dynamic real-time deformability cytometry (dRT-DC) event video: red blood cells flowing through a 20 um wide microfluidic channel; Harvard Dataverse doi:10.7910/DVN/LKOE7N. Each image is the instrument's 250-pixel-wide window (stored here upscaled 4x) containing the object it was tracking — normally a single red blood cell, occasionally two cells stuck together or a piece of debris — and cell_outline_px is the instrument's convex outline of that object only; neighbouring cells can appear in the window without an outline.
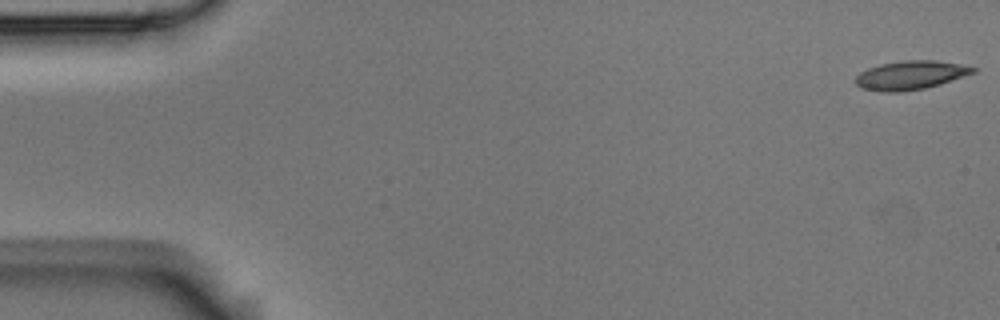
{"species": "Egyptian fruit bat (a non-hibernating species)", "species_latin": "Rousettus aegyptiacus", "temperature_condition": "room temperature", "stored_images_in_passage": 42, "camera_frame_rate_fps": 3000, "um_per_image_px": 0.085, "animal": {"sex": "male"}, "frame": {"image": 1, "passage_image": 1, "time_ms": 0.0, "image_size_px": [1000, 320], "cell_outline_px": [[980, 68], [976, 72], [940, 84], [924, 88], [900, 92], [880, 92], [860, 88], [856, 84], [856, 76], [860, 72], [868, 68], [880, 64], [904, 60], [936, 60], [964, 64]], "centroid_in_image_um": [77.43, 6.38], "position_along_channel_um": 7.6, "area_um2": 19.94}}
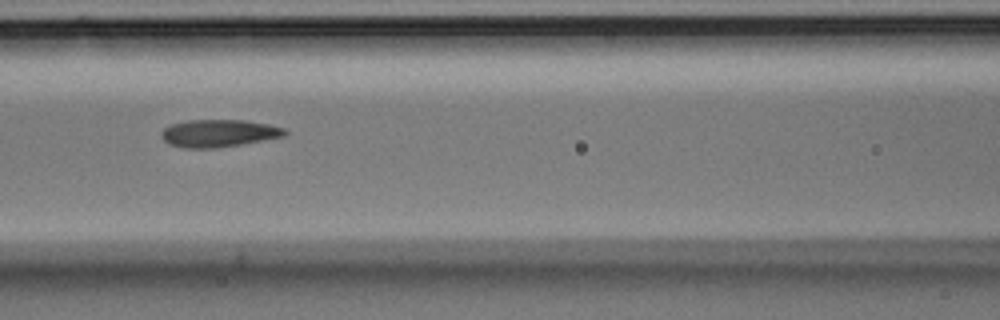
{"frame": {"image": 2, "passage_image": 24, "time_ms": 7.667, "image_size_px": [1000, 320], "cell_outline_px": [[288, 132], [284, 136], [240, 144], [216, 148], [184, 148], [168, 144], [160, 136], [160, 132], [164, 128], [172, 124], [188, 120], [244, 120], [268, 124], [284, 128]], "centroid_in_image_um": [18.55, 11.32], "position_along_channel_um": 148.0, "area_um2": 19.71}}
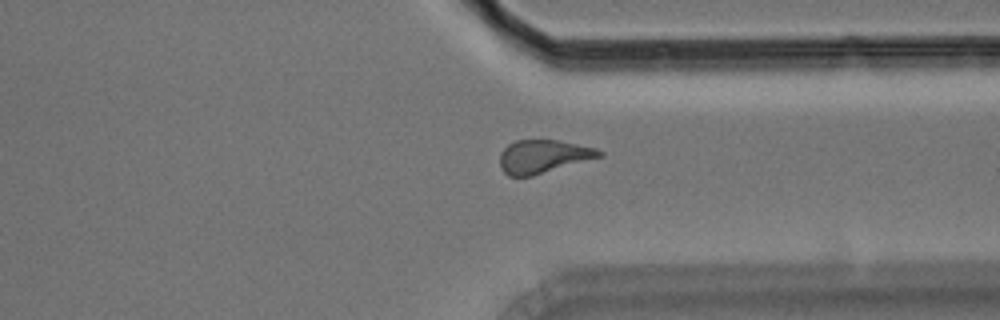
{"frame": {"image": 3, "passage_image": 42, "time_ms": 13.667, "image_size_px": [1000, 320], "cell_outline_px": [[604, 156], [532, 176], [508, 176], [500, 168], [500, 152], [508, 144], [516, 140], [560, 140], [596, 148], [604, 152]], "centroid_in_image_um": [46.18, 13.3], "position_along_channel_um": 365.2, "area_um2": 19.42}, "authors_computed_cell_mechanics": {"area_um2": 19.4497, "velocity_mm_per_s": 3.6291, "shape_relaxation_time_tau1_ms": 9.6256, "shape_relaxation_time_tau2_ms": 3.6277, "deformation_change_tau1": 0.2259, "deformation_change_tau2": 0.1216}}